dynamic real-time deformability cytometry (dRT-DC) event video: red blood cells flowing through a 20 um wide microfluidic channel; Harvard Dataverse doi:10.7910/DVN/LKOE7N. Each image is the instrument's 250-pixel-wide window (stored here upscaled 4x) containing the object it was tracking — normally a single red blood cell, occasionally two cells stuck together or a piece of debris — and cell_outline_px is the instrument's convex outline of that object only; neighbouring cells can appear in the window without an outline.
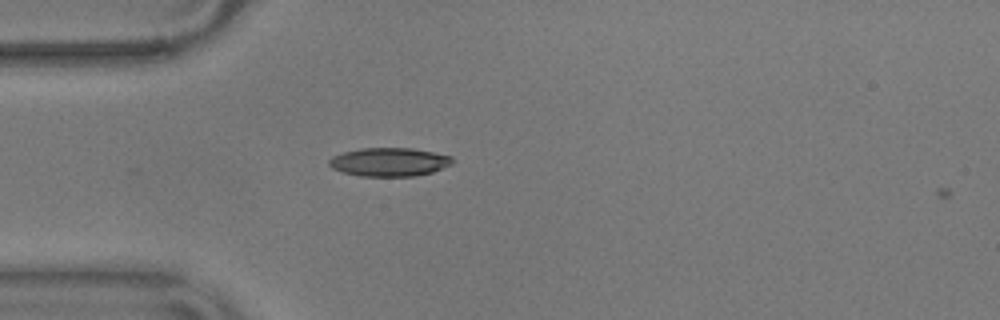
{"species": "common noctule bat (a hibernating species)", "species_latin": "Nyctalus noctula", "temperature_condition": "warm", "stored_images_in_passage": 2, "camera_frame_rate_fps": 3000, "um_per_image_px": 0.085, "animal": {"sex": "male", "body_mass_g": 17.9}, "frame": {"image": 1, "passage_image": 1, "time_ms": 0.0, "image_size_px": [1000, 320], "cell_outline_px": [[452, 164], [432, 172], [416, 176], [360, 176], [344, 172], [332, 168], [328, 164], [328, 160], [332, 156], [344, 152], [360, 148], [412, 148], [452, 156]], "centroid_in_image_um": [33.07, 13.77], "position_along_channel_um": 51.9, "area_um2": 20.46}}